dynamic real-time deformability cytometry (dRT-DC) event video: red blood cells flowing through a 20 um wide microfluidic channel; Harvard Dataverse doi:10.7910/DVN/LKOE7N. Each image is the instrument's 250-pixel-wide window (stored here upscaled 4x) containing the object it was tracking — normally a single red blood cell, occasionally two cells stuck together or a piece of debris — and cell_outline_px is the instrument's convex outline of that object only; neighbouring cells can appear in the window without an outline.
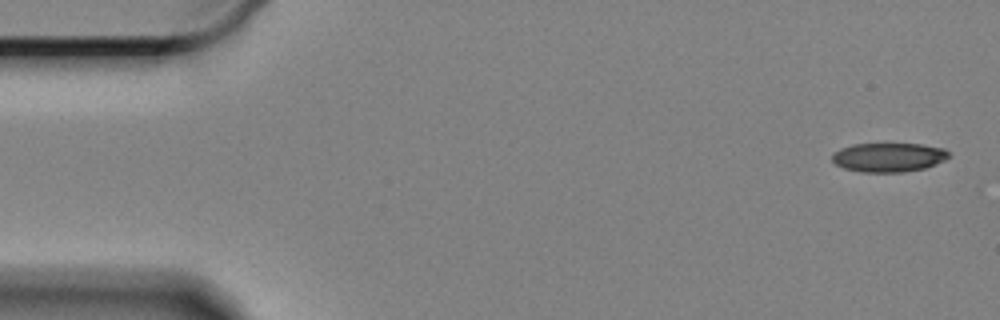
{"species": "Egyptian fruit bat (a non-hibernating species)", "species_latin": "Rousettus aegyptiacus", "temperature_condition": "cold", "stored_images_in_passage": 58, "camera_frame_rate_fps": 3000, "um_per_image_px": 0.085, "animal": {"sex": "female"}, "frame": {"image": 1, "passage_image": 1, "time_ms": 0.0, "image_size_px": [1000, 320], "cell_outline_px": [[952, 156], [936, 164], [924, 168], [904, 172], [864, 172], [844, 168], [836, 164], [832, 160], [832, 156], [840, 148], [852, 144], [920, 144], [944, 148]], "centroid_in_image_um": [75.56, 13.37], "position_along_channel_um": 9.4, "area_um2": 19.71}}
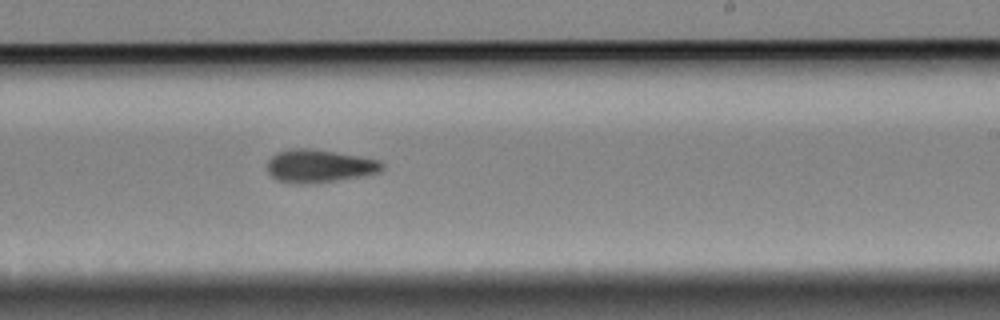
{"frame": {"image": 2, "passage_image": 34, "time_ms": 11.0, "image_size_px": [1000, 320], "cell_outline_px": [[384, 168], [380, 172], [360, 176], [336, 180], [308, 184], [296, 184], [276, 180], [268, 172], [268, 160], [276, 152], [288, 148], [312, 148], [336, 152], [380, 160], [384, 164]], "centroid_in_image_um": [27.12, 14.1], "position_along_channel_um": 261.9, "area_um2": 22.2}}
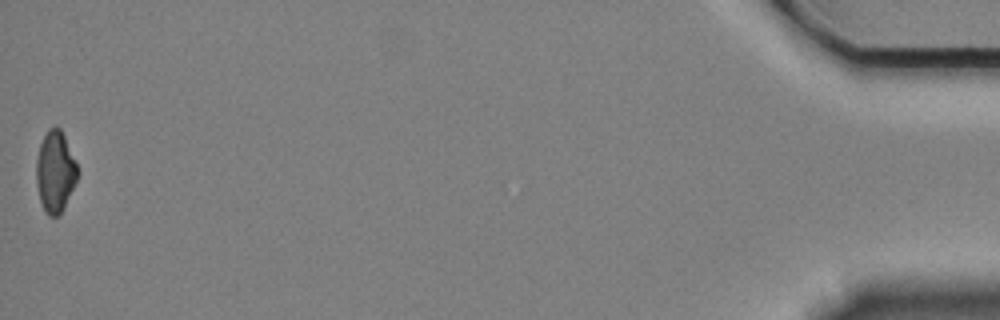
{"frame": {"image": 3, "passage_image": 58, "time_ms": 19.0, "image_size_px": [1000, 320], "cell_outline_px": [[80, 172], [64, 208], [56, 216], [48, 216], [44, 212], [40, 200], [36, 184], [36, 160], [40, 144], [48, 128], [56, 124], [60, 128], [64, 136]], "centroid_in_image_um": [4.68, 14.58], "position_along_channel_um": 430.5, "area_um2": 19.59}, "authors_computed_cell_mechanics": {"area_um2": 21.097, "velocity_mm_per_s": 3.3356, "shape_relaxation_time_tau1_ms": null, "shape_relaxation_time_tau2_ms": 8.1701, "deformation_change_tau1": null, "deformation_change_tau2": 0.1627}}